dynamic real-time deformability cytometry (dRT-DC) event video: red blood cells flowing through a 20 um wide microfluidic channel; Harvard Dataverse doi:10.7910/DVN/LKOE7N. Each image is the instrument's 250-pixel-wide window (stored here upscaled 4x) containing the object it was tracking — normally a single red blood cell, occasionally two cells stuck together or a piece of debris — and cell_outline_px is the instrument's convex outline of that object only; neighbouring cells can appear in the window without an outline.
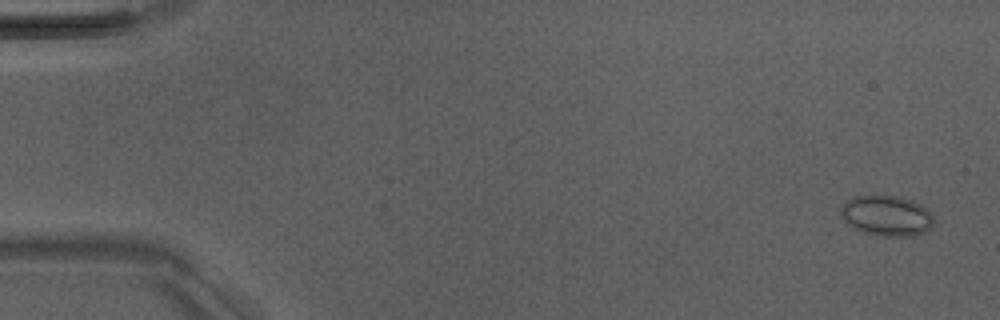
{"species": "Egyptian fruit bat (a non-hibernating species)", "species_latin": "Rousettus aegyptiacus", "temperature_condition": "room temperature", "stored_images_in_passage": 6, "camera_frame_rate_fps": 3000, "um_per_image_px": 0.085, "animal": {"sex": "male"}, "frame": {"image": 1, "passage_image": 1, "time_ms": 0.0, "image_size_px": [1000, 320], "cell_outline_px": [[932, 228], [924, 232], [912, 236], [876, 236], [864, 232], [848, 224], [840, 216], [840, 208], [852, 196], [896, 196], [920, 204], [932, 216]], "centroid_in_image_um": [75.33, 18.35], "position_along_channel_um": 9.7, "area_um2": 21.62}}